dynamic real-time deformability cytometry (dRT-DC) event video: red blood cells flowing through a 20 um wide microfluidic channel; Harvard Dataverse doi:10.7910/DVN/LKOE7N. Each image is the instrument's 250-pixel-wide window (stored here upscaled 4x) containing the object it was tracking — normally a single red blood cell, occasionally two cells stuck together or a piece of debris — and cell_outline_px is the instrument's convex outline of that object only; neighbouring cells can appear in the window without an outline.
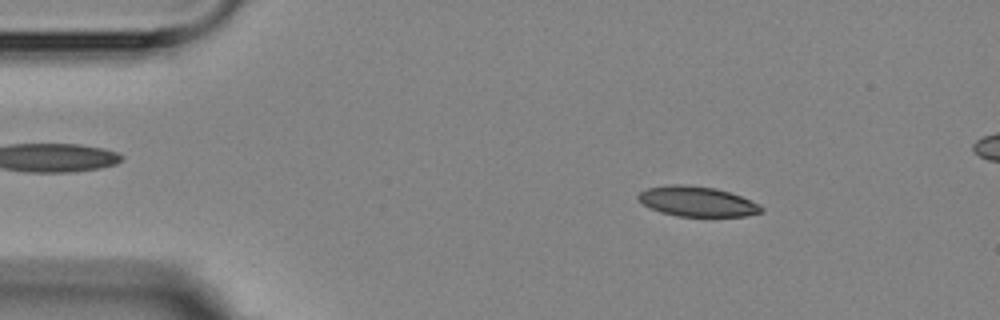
{"species": "Egyptian fruit bat (a non-hibernating species)", "species_latin": "Rousettus aegyptiacus", "temperature_condition": "room temperature", "stored_images_in_passage": 4, "camera_frame_rate_fps": 3000, "um_per_image_px": 0.085, "animal": {"sex": "female"}, "frame": {"image": 1, "passage_image": 2, "time_ms": 1.333, "image_size_px": [1000, 320], "cell_outline_px": [[764, 212], [748, 216], [676, 216], [660, 212], [644, 204], [636, 196], [640, 192], [648, 188], [668, 184], [684, 184], [716, 188], [740, 196], [760, 204], [764, 208]], "centroid_in_image_um": [59.28, 17.12], "position_along_channel_um": 25.7, "area_um2": 21.56}}